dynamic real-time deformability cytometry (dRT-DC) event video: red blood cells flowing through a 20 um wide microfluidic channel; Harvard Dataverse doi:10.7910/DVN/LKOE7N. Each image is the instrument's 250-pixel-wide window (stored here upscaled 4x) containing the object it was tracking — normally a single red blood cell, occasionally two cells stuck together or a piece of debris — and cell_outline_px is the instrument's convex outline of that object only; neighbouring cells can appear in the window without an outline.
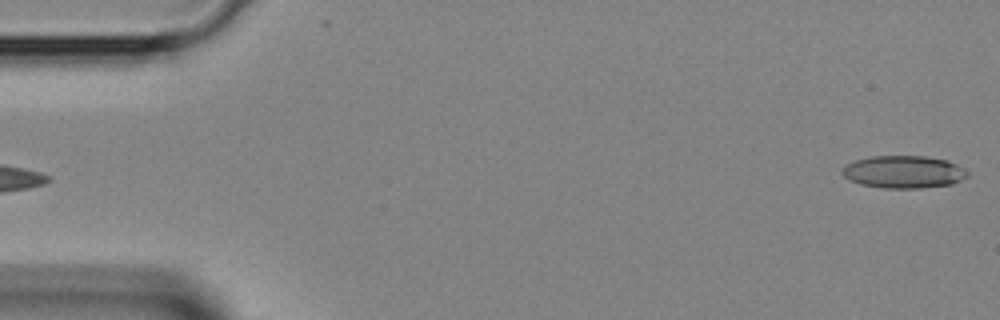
{"species": "Egyptian fruit bat (a non-hibernating species)", "species_latin": "Rousettus aegyptiacus", "temperature_condition": "room temperature", "stored_images_in_passage": 4, "segment_of_instrument_passage": [2, 2], "camera_frame_rate_fps": 3000, "um_per_image_px": 0.085, "animal": {"sex": "female"}, "frame": {"image": 1, "passage_image": 4, "time_ms": 1.0, "image_size_px": [1000, 320], "cell_outline_px": [[968, 176], [952, 184], [920, 188], [884, 188], [860, 184], [848, 180], [840, 172], [840, 168], [856, 160], [872, 156], [924, 156], [948, 160], [964, 168], [968, 172]], "centroid_in_image_um": [76.79, 14.61], "position_along_channel_um": 8.2, "area_um2": 23.81}}